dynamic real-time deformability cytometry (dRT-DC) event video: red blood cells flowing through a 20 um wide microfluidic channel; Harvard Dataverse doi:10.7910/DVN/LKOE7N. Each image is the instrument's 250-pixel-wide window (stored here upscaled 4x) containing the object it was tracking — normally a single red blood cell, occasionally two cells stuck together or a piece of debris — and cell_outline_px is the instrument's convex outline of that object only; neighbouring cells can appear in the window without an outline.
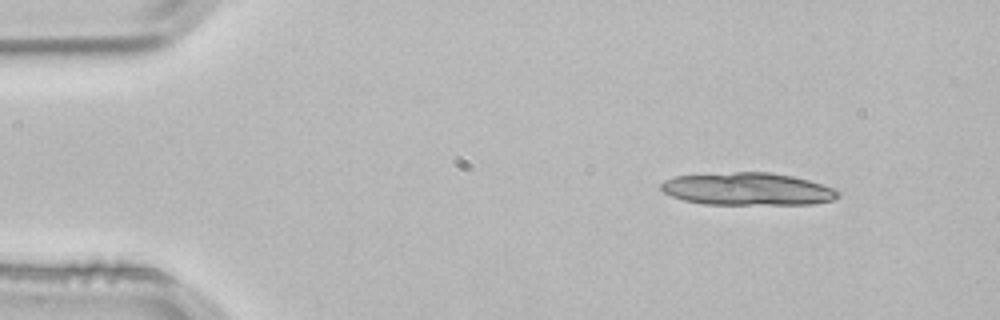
{"species": "common noctule bat (a hibernating species)", "species_latin": "Nyctalus noctula", "temperature_condition": "room temperature", "stored_images_in_passage": 3, "camera_frame_rate_fps": 3000, "um_per_image_px": 0.085, "animal": {"sex": "male", "body_mass_g": 21.5, "forearm_length_mm": 52.0}, "frame": {"image": 1, "passage_image": 1, "time_ms": 0.0, "image_size_px": [1000, 320], "cell_outline_px": [[840, 196], [832, 200], [812, 204], [704, 204], [684, 200], [672, 196], [664, 192], [660, 188], [660, 184], [664, 180], [676, 176], [736, 172], [768, 172], [792, 176], [808, 180], [832, 188], [840, 192]], "centroid_in_image_um": [63.53, 16.07], "position_along_channel_um": 21.5, "area_um2": 33.35}}